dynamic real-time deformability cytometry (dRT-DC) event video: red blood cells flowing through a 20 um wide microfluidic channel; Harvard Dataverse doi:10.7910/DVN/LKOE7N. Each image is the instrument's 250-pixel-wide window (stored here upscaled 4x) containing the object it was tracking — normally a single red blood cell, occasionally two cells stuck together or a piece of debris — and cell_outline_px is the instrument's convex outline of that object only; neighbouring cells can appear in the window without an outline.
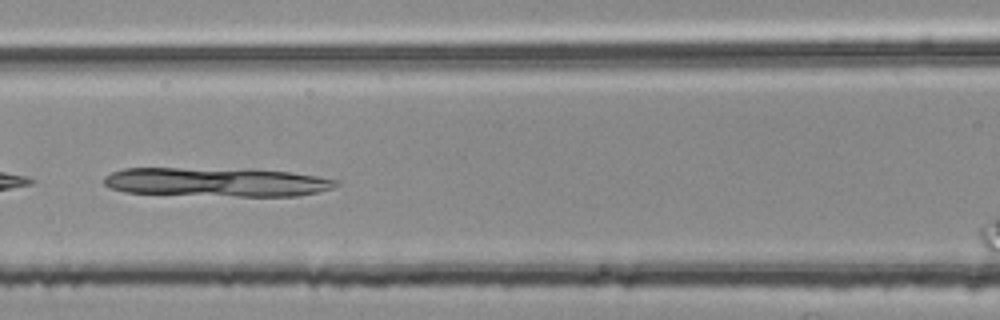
{"species": "common noctule bat (a hibernating species)", "species_latin": "Nyctalus noctula", "temperature_condition": "room temperature", "stored_images_in_passage": 36, "camera_frame_rate_fps": 3000, "um_per_image_px": 0.085, "animal": {"sex": "female", "body_mass_g": 25.1}, "frame": {"image": 1, "passage_image": 11, "time_ms": 3.333, "image_size_px": [1000, 320], "cell_outline_px": [[340, 184], [332, 188], [320, 192], [296, 196], [236, 196], [124, 192], [108, 188], [104, 184], [104, 176], [112, 172], [124, 168], [252, 168], [288, 172], [316, 176], [340, 180]], "centroid_in_image_um": [18.44, 15.46], "position_along_channel_um": 148.2, "area_um2": 39.71}}
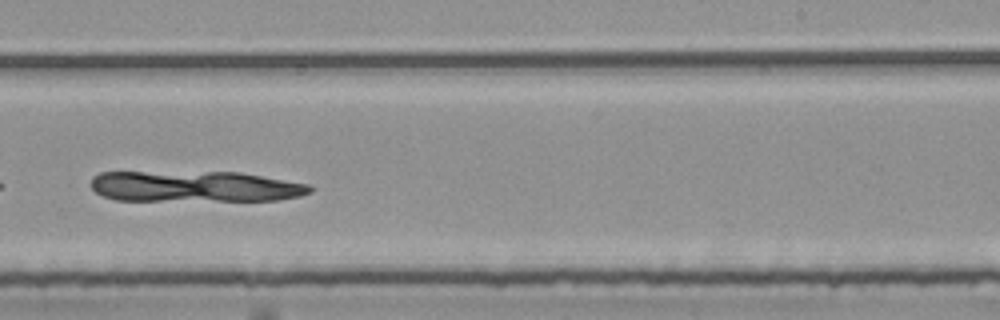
{"frame": {"image": 2, "passage_image": 21, "time_ms": 6.667, "image_size_px": [1000, 320], "cell_outline_px": [[312, 192], [300, 196], [280, 200], [116, 200], [104, 196], [96, 192], [92, 188], [92, 176], [100, 172], [240, 172], [312, 184]], "centroid_in_image_um": [16.63, 15.84], "position_along_channel_um": 272.4, "area_um2": 39.65}}